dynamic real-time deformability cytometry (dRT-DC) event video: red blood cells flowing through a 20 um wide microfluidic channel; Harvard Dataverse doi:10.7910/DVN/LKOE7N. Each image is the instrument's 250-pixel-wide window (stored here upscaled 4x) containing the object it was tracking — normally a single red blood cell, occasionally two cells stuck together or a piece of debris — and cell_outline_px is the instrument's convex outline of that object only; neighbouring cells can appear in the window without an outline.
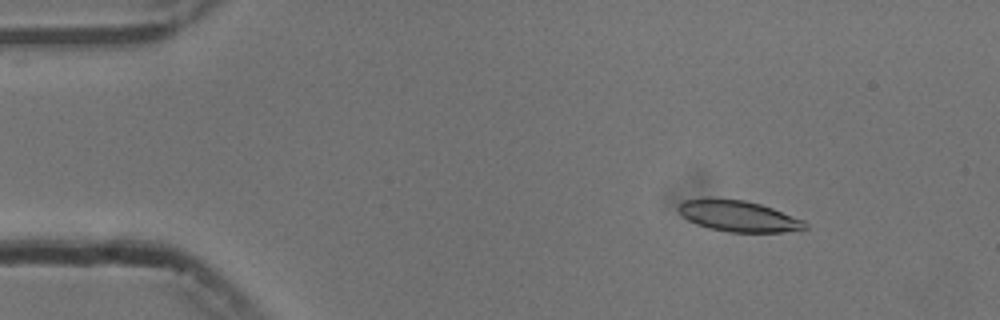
{"species": "common noctule bat (a hibernating species)", "species_latin": "Nyctalus noctula", "temperature_condition": "cold", "stored_images_in_passage": 53, "camera_frame_rate_fps": 3000, "um_per_image_px": 0.085, "animal": {"sex": "male", "body_mass_g": 13.3}, "frame": {"image": 1, "passage_image": 6, "time_ms": 1.667, "image_size_px": [1000, 320], "cell_outline_px": [[808, 228], [784, 232], [728, 232], [708, 228], [696, 224], [688, 220], [676, 208], [684, 200], [704, 196], [712, 196], [744, 200], [760, 204], [772, 208], [804, 220], [808, 224]], "centroid_in_image_um": [62.72, 18.34], "position_along_channel_um": 22.3, "area_um2": 23.35}}
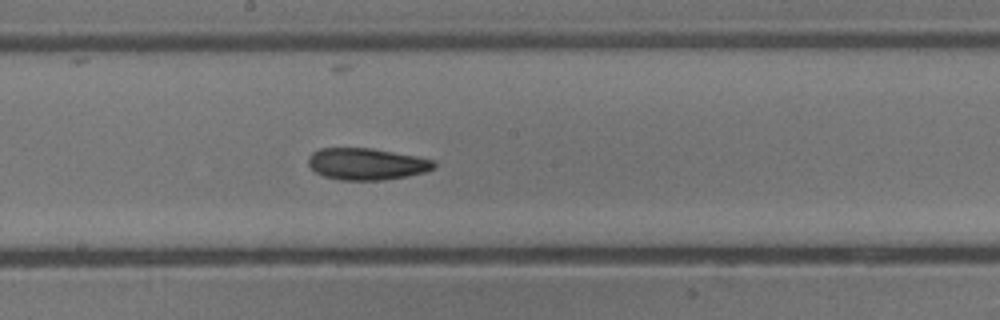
{"frame": {"image": 2, "passage_image": 28, "time_ms": 9.0, "image_size_px": [1000, 320], "cell_outline_px": [[436, 164], [432, 168], [424, 172], [408, 176], [384, 180], [340, 180], [324, 176], [316, 172], [308, 164], [308, 156], [312, 152], [320, 148], [372, 148], [416, 156], [436, 160]], "centroid_in_image_um": [31.16, 13.93], "position_along_channel_um": 217.0, "area_um2": 23.29}}
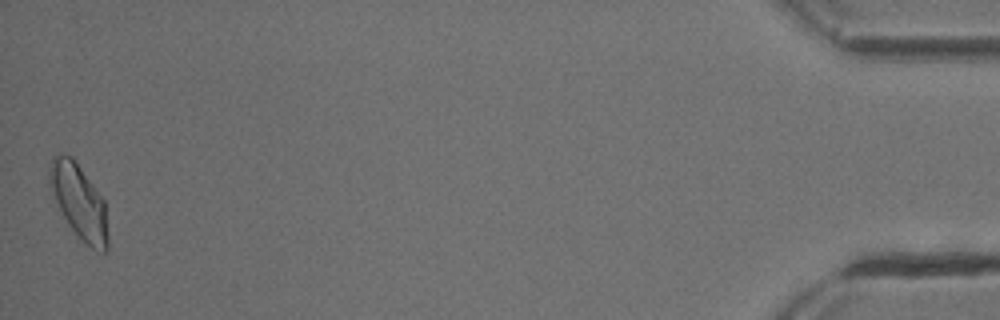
{"frame": {"image": 3, "passage_image": 53, "time_ms": 17.333, "image_size_px": [1000, 320], "cell_outline_px": [[108, 248], [104, 252], [100, 252], [92, 248], [68, 224], [48, 184], [48, 176], [52, 156], [56, 152], [60, 152], [72, 156], [104, 200], [108, 236]], "centroid_in_image_um": [6.7, 17.07], "position_along_channel_um": 428.5, "area_um2": 24.91}, "authors_computed_cell_mechanics": {"area_um2": 23.0622, "velocity_mm_per_s": 3.7351, "shape_relaxation_time_tau1_ms": 8.5175, "shape_relaxation_time_tau2_ms": 8.3804, "deformation_change_tau1": 0.1993, "deformation_change_tau2": 0.1584}}